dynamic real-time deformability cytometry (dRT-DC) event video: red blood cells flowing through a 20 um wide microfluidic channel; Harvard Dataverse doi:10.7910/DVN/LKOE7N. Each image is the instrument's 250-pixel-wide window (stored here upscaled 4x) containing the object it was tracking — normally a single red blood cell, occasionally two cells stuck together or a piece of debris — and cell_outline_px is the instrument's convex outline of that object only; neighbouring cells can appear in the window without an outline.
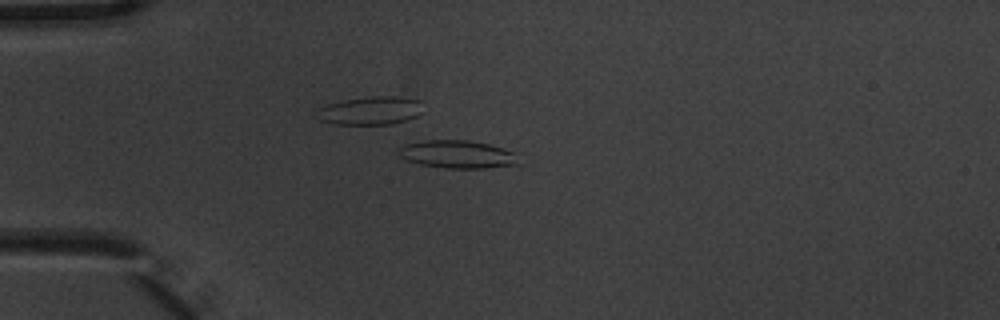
{"species": "common noctule bat (a hibernating species)", "species_latin": "Nyctalus noctula", "temperature_condition": "warm", "stored_images_in_passage": 6, "camera_frame_rate_fps": 3000, "um_per_image_px": 0.085, "animal": {"sex": "male", "body_mass_g": 20.1, "forearm_length_mm": 53.5}, "frame": {"image": 1, "passage_image": 5, "time_ms": 1.333, "image_size_px": [1000, 320], "cell_outline_px": [[520, 164], [484, 168], [444, 168], [420, 164], [408, 160], [400, 156], [396, 152], [396, 148], [404, 144], [424, 140], [468, 140], [488, 144], [512, 152]], "centroid_in_image_um": [38.79, 13.11], "position_along_channel_um": 46.2, "area_um2": 19.36}}